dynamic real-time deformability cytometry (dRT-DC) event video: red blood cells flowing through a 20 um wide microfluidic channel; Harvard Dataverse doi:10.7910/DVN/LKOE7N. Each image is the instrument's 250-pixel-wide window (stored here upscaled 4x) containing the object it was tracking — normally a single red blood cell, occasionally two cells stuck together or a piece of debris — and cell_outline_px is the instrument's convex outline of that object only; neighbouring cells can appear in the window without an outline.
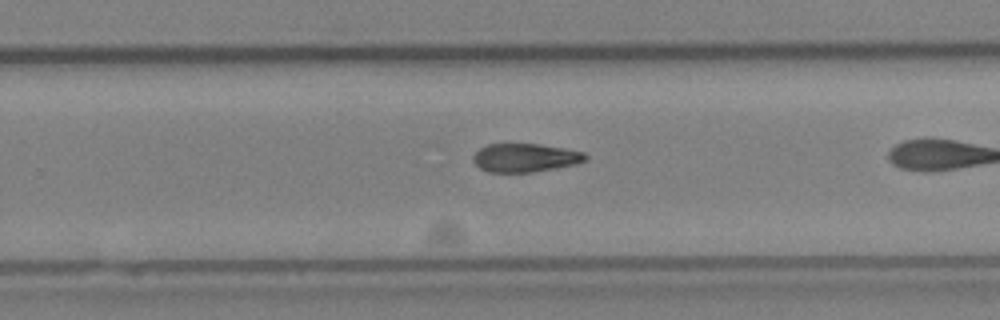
{"species": "Egyptian fruit bat (a non-hibernating species)", "species_latin": "Rousettus aegyptiacus", "temperature_condition": "cold", "stored_images_in_passage": 38, "segment_of_instrument_passage": [2, 2], "camera_frame_rate_fps": 3000, "um_per_image_px": 0.085, "animal": {"sex": "female"}, "frame": {"image": 1, "passage_image": 31, "time_ms": 10.0, "image_size_px": [1000, 320], "cell_outline_px": [[588, 156], [584, 160], [576, 164], [556, 168], [532, 172], [488, 172], [480, 168], [472, 160], [472, 156], [480, 148], [488, 144], [540, 144], [564, 148], [584, 152]], "centroid_in_image_um": [44.63, 13.41], "position_along_channel_um": 285.2, "area_um2": 18.61}}
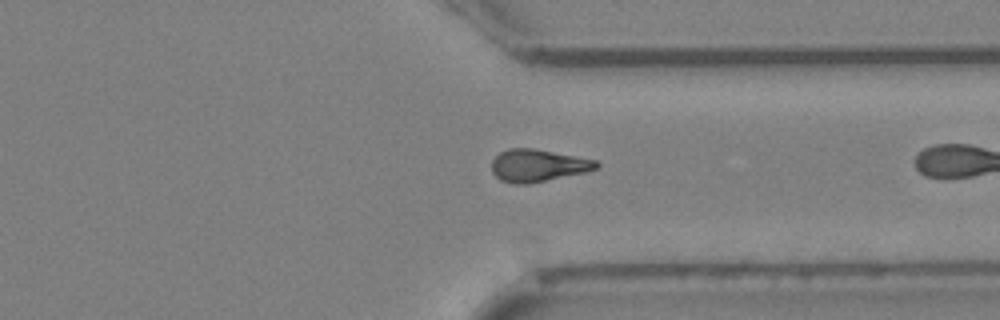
{"frame": {"image": 2, "passage_image": 37, "time_ms": 12.0, "image_size_px": [1000, 320], "cell_outline_px": [[600, 164], [596, 168], [584, 172], [528, 184], [512, 184], [500, 180], [492, 172], [492, 160], [500, 152], [508, 148], [532, 148], [596, 160]], "centroid_in_image_um": [45.67, 14.07], "position_along_channel_um": 365.7, "area_um2": 19.54}}